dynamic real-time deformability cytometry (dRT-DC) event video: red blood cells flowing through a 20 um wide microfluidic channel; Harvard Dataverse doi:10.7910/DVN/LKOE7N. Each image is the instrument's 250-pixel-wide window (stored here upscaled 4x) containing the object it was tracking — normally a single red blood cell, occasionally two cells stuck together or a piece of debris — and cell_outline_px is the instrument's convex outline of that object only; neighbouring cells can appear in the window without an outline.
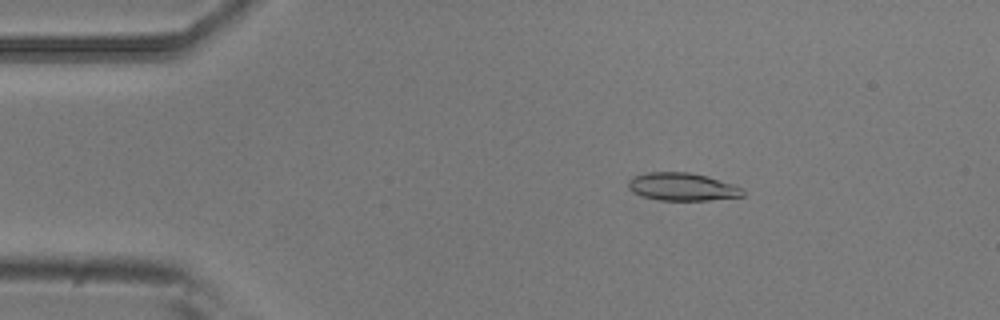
{"species": "common noctule bat (a hibernating species)", "species_latin": "Nyctalus noctula", "temperature_condition": "room temperature", "stored_images_in_passage": 5, "camera_frame_rate_fps": 3000, "um_per_image_px": 0.085, "animal": {"sex": "male", "body_mass_g": 20.5, "forearm_length_mm": 52.5}, "frame": {"image": 1, "passage_image": 3, "time_ms": 0.667, "image_size_px": [1000, 320], "cell_outline_px": [[744, 196], [708, 200], [660, 200], [640, 196], [632, 192], [628, 188], [628, 180], [632, 176], [648, 172], [688, 172], [708, 176], [732, 184], [740, 188], [744, 192]], "centroid_in_image_um": [57.94, 15.87], "position_along_channel_um": 27.1, "area_um2": 18.61}}
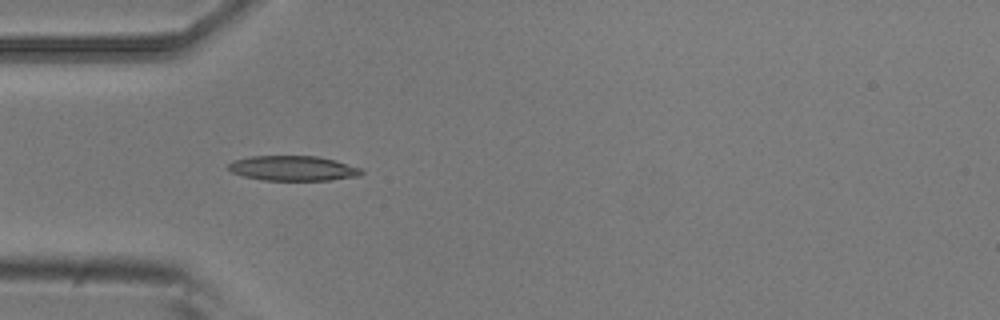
{"frame": {"image": 2, "passage_image": 5, "time_ms": 1.333, "image_size_px": [1000, 320], "cell_outline_px": [[364, 172], [360, 176], [328, 180], [264, 180], [244, 176], [232, 172], [228, 168], [228, 164], [232, 160], [252, 156], [320, 156], [360, 168]], "centroid_in_image_um": [24.9, 14.3], "position_along_channel_um": 60.1, "area_um2": 19.25}}